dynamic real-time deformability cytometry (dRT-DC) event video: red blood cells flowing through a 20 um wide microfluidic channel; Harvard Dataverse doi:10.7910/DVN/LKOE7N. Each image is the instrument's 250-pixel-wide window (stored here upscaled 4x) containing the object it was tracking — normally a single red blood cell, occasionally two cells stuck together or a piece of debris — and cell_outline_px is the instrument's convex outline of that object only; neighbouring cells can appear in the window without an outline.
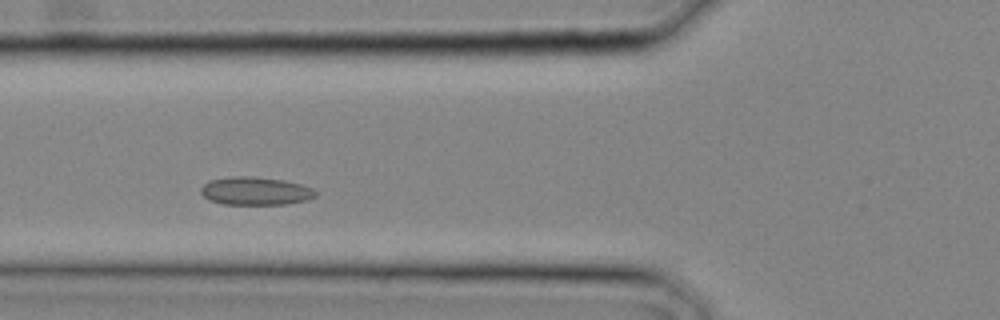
{"species": "common noctule bat (a hibernating species)", "species_latin": "Nyctalus noctula", "temperature_condition": "cold", "stored_images_in_passage": 22, "camera_frame_rate_fps": 3000, "um_per_image_px": 0.085, "animal": {"sex": "male", "body_mass_g": 20.4}, "frame": {"image": 1, "passage_image": 5, "time_ms": 1.333, "image_size_px": [1000, 320], "cell_outline_px": [[316, 196], [308, 200], [288, 204], [224, 204], [208, 200], [200, 192], [200, 188], [204, 184], [212, 180], [232, 176], [248, 176], [284, 180], [300, 184], [312, 188], [316, 192]], "centroid_in_image_um": [21.72, 16.24], "position_along_channel_um": 104.1, "area_um2": 18.73}}
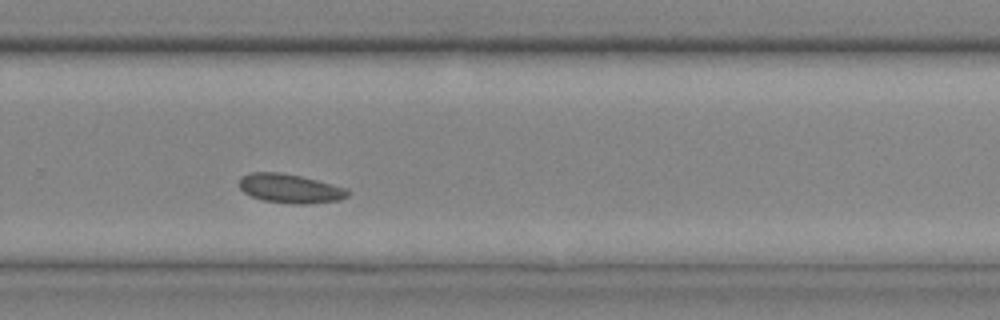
{"frame": {"image": 2, "passage_image": 14, "time_ms": 4.333, "image_size_px": [1000, 320], "cell_outline_px": [[352, 192], [348, 196], [340, 200], [308, 204], [292, 204], [264, 200], [252, 196], [244, 192], [240, 188], [240, 176], [252, 172], [280, 172], [300, 176], [348, 188]], "centroid_in_image_um": [24.69, 16.02], "position_along_channel_um": 305.1, "area_um2": 18.44}}
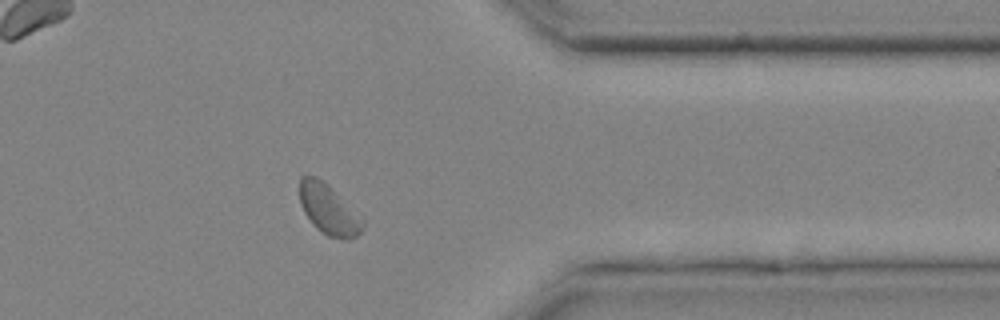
{"frame": {"image": 3, "passage_image": 18, "time_ms": 5.667, "image_size_px": [1000, 320], "cell_outline_px": [[364, 228], [352, 240], [344, 240], [328, 236], [316, 228], [312, 224], [304, 212], [300, 204], [300, 176], [316, 176], [328, 184], [364, 220]], "centroid_in_image_um": [27.94, 17.83], "position_along_channel_um": 383.5, "area_um2": 18.44}}